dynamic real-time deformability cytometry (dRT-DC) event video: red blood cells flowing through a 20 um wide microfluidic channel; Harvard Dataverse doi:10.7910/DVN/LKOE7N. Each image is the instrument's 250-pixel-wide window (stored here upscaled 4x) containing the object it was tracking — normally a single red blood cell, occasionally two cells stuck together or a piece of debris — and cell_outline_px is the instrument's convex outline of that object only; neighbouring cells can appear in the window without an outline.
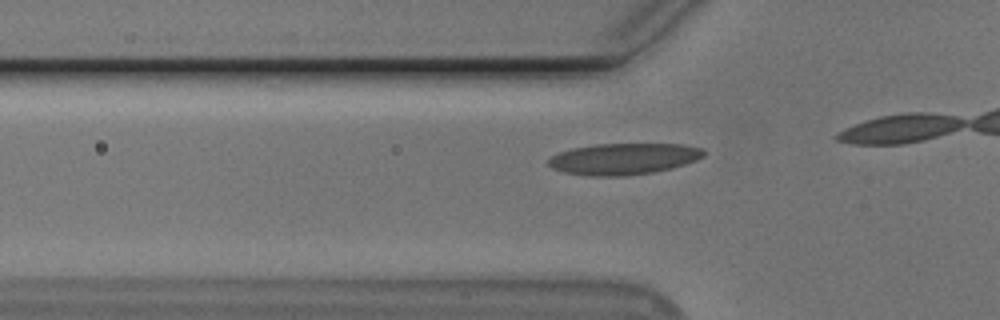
{"species": "Egyptian fruit bat (a non-hibernating species)", "species_latin": "Rousettus aegyptiacus", "temperature_condition": "cold", "stored_images_in_passage": 15, "camera_frame_rate_fps": 3000, "um_per_image_px": 0.085, "animal": {"sex": "male"}, "frame": {"image": 1, "passage_image": 10, "time_ms": 3.0, "image_size_px": [1000, 320], "cell_outline_px": [[704, 156], [696, 160], [672, 168], [652, 172], [624, 176], [588, 176], [564, 172], [552, 168], [548, 164], [548, 160], [552, 156], [560, 152], [572, 148], [596, 144], [680, 144], [704, 148]], "centroid_in_image_um": [53.0, 13.5], "position_along_channel_um": 72.8, "area_um2": 28.32}}
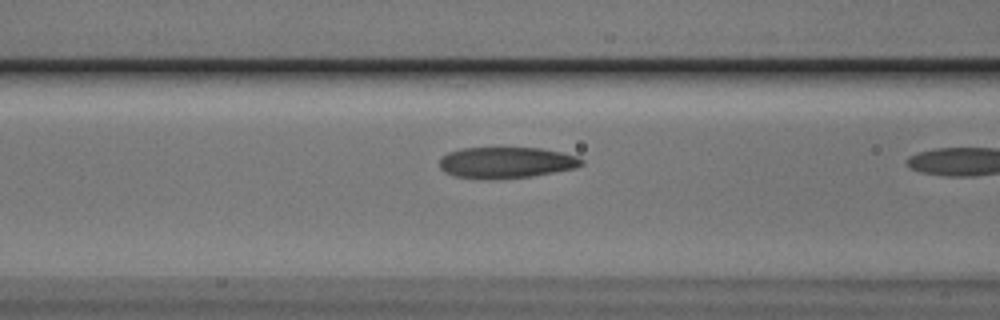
{"frame": {"image": 2, "passage_image": 14, "time_ms": 4.333, "image_size_px": [1000, 320], "cell_outline_px": [[584, 164], [576, 168], [532, 176], [492, 180], [484, 180], [452, 176], [444, 172], [440, 168], [440, 156], [448, 152], [460, 148], [540, 148], [560, 152], [576, 156], [584, 160]], "centroid_in_image_um": [42.98, 13.83], "position_along_channel_um": 123.6, "area_um2": 26.18}}